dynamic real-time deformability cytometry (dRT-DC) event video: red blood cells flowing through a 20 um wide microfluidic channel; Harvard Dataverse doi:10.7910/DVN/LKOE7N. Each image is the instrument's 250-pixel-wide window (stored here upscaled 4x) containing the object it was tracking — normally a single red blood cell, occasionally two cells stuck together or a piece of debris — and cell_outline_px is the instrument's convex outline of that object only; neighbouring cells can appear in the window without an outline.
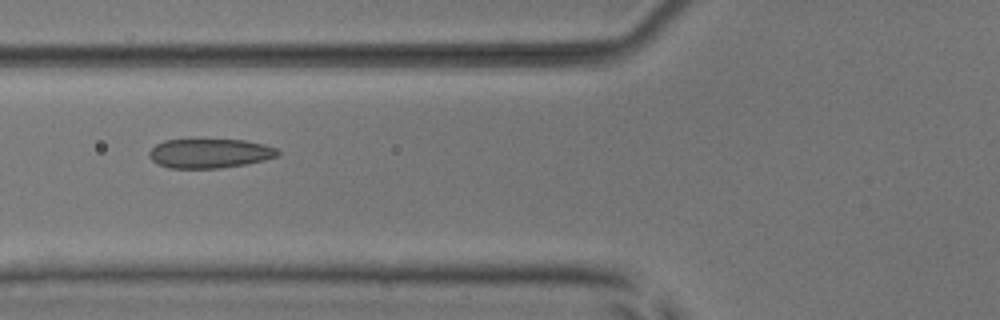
{"species": "common noctule bat (a hibernating species)", "species_latin": "Nyctalus noctula", "temperature_condition": "room temperature", "stored_images_in_passage": 8, "camera_frame_rate_fps": 3000, "um_per_image_px": 0.085, "animal": {"sex": "male", "body_mass_g": 17.9, "forearm_length_mm": 54.2}, "frame": {"image": 1, "passage_image": 6, "time_ms": 6.667, "image_size_px": [1000, 320], "cell_outline_px": [[280, 156], [264, 160], [244, 164], [220, 168], [168, 168], [152, 160], [148, 156], [148, 152], [156, 144], [164, 140], [244, 140], [264, 144], [276, 148], [280, 152]], "centroid_in_image_um": [17.84, 13.04], "position_along_channel_um": 108.0, "area_um2": 21.91}}
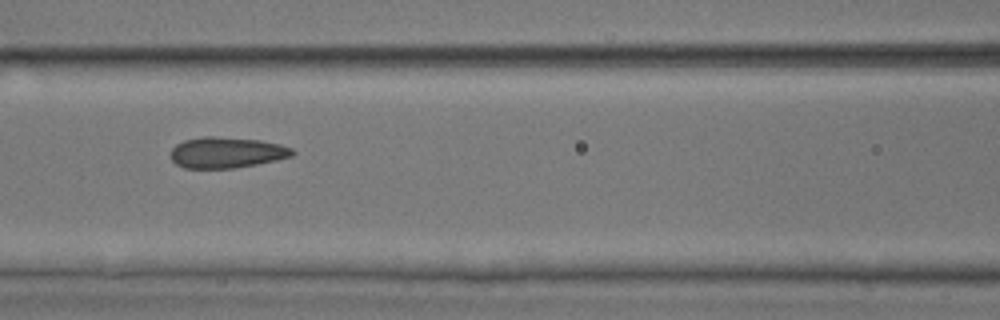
{"frame": {"image": 2, "passage_image": 7, "time_ms": 7.667, "image_size_px": [1000, 320], "cell_outline_px": [[296, 152], [292, 156], [276, 160], [236, 168], [184, 168], [176, 164], [168, 156], [172, 148], [176, 144], [184, 140], [204, 136], [212, 136], [260, 140], [280, 144], [292, 148]], "centroid_in_image_um": [19.24, 12.96], "position_along_channel_um": 147.4, "area_um2": 22.08}}